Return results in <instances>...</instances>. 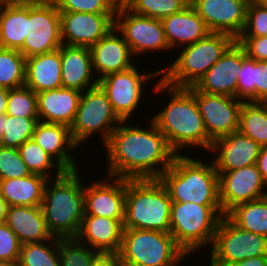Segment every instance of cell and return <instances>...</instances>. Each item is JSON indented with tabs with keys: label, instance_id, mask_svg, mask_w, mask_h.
I'll return each instance as SVG.
<instances>
[{
	"label": "cell",
	"instance_id": "cell-1",
	"mask_svg": "<svg viewBox=\"0 0 267 266\" xmlns=\"http://www.w3.org/2000/svg\"><path fill=\"white\" fill-rule=\"evenodd\" d=\"M150 121L145 129L127 126V120H122L111 133L103 145L108 158L107 175L126 179L160 178L172 165L177 153L153 120Z\"/></svg>",
	"mask_w": 267,
	"mask_h": 266
},
{
	"label": "cell",
	"instance_id": "cell-2",
	"mask_svg": "<svg viewBox=\"0 0 267 266\" xmlns=\"http://www.w3.org/2000/svg\"><path fill=\"white\" fill-rule=\"evenodd\" d=\"M154 86L153 91L156 93L163 91L172 95L170 102L151 118L166 137L169 146L177 154H182L181 150L185 151L186 147L191 149L199 146L210 150L213 142L207 135L198 104L193 96V86L173 87L161 77Z\"/></svg>",
	"mask_w": 267,
	"mask_h": 266
},
{
	"label": "cell",
	"instance_id": "cell-3",
	"mask_svg": "<svg viewBox=\"0 0 267 266\" xmlns=\"http://www.w3.org/2000/svg\"><path fill=\"white\" fill-rule=\"evenodd\" d=\"M78 170L64 171L45 185L40 207L53 237L73 238L79 233L85 207L84 184Z\"/></svg>",
	"mask_w": 267,
	"mask_h": 266
},
{
	"label": "cell",
	"instance_id": "cell-4",
	"mask_svg": "<svg viewBox=\"0 0 267 266\" xmlns=\"http://www.w3.org/2000/svg\"><path fill=\"white\" fill-rule=\"evenodd\" d=\"M209 163L184 154L175 156L172 165L159 178L173 202L221 205L219 176L213 161Z\"/></svg>",
	"mask_w": 267,
	"mask_h": 266
},
{
	"label": "cell",
	"instance_id": "cell-5",
	"mask_svg": "<svg viewBox=\"0 0 267 266\" xmlns=\"http://www.w3.org/2000/svg\"><path fill=\"white\" fill-rule=\"evenodd\" d=\"M171 203L159 178L126 179L124 229L169 232Z\"/></svg>",
	"mask_w": 267,
	"mask_h": 266
},
{
	"label": "cell",
	"instance_id": "cell-6",
	"mask_svg": "<svg viewBox=\"0 0 267 266\" xmlns=\"http://www.w3.org/2000/svg\"><path fill=\"white\" fill-rule=\"evenodd\" d=\"M235 42L229 34L210 32L205 38L184 46L177 59L160 70L161 79L173 87L194 86Z\"/></svg>",
	"mask_w": 267,
	"mask_h": 266
},
{
	"label": "cell",
	"instance_id": "cell-7",
	"mask_svg": "<svg viewBox=\"0 0 267 266\" xmlns=\"http://www.w3.org/2000/svg\"><path fill=\"white\" fill-rule=\"evenodd\" d=\"M123 266H176L187 253L169 232L124 229L119 252Z\"/></svg>",
	"mask_w": 267,
	"mask_h": 266
},
{
	"label": "cell",
	"instance_id": "cell-8",
	"mask_svg": "<svg viewBox=\"0 0 267 266\" xmlns=\"http://www.w3.org/2000/svg\"><path fill=\"white\" fill-rule=\"evenodd\" d=\"M223 216L221 205L172 201L169 233L189 257V254L204 245L212 246Z\"/></svg>",
	"mask_w": 267,
	"mask_h": 266
},
{
	"label": "cell",
	"instance_id": "cell-9",
	"mask_svg": "<svg viewBox=\"0 0 267 266\" xmlns=\"http://www.w3.org/2000/svg\"><path fill=\"white\" fill-rule=\"evenodd\" d=\"M121 122L106 93L97 85L81 93L79 106L69 129L78 147L95 132L100 133L101 140L103 139L102 142L105 144Z\"/></svg>",
	"mask_w": 267,
	"mask_h": 266
},
{
	"label": "cell",
	"instance_id": "cell-10",
	"mask_svg": "<svg viewBox=\"0 0 267 266\" xmlns=\"http://www.w3.org/2000/svg\"><path fill=\"white\" fill-rule=\"evenodd\" d=\"M210 248V266H230L250 257L267 256V237L240 228L224 215Z\"/></svg>",
	"mask_w": 267,
	"mask_h": 266
},
{
	"label": "cell",
	"instance_id": "cell-11",
	"mask_svg": "<svg viewBox=\"0 0 267 266\" xmlns=\"http://www.w3.org/2000/svg\"><path fill=\"white\" fill-rule=\"evenodd\" d=\"M63 45L60 11L54 1L28 3V35L19 49L25 58L53 52Z\"/></svg>",
	"mask_w": 267,
	"mask_h": 266
},
{
	"label": "cell",
	"instance_id": "cell-12",
	"mask_svg": "<svg viewBox=\"0 0 267 266\" xmlns=\"http://www.w3.org/2000/svg\"><path fill=\"white\" fill-rule=\"evenodd\" d=\"M115 28L129 45L132 54L170 50L162 21L133 13L128 8L116 10ZM139 54V55H138Z\"/></svg>",
	"mask_w": 267,
	"mask_h": 266
},
{
	"label": "cell",
	"instance_id": "cell-13",
	"mask_svg": "<svg viewBox=\"0 0 267 266\" xmlns=\"http://www.w3.org/2000/svg\"><path fill=\"white\" fill-rule=\"evenodd\" d=\"M161 76L160 70L154 73L141 74L136 66L132 68L109 74L98 80V85L106 93L114 112L121 120L130 119L132 113L138 108L143 100V85L149 78Z\"/></svg>",
	"mask_w": 267,
	"mask_h": 266
},
{
	"label": "cell",
	"instance_id": "cell-14",
	"mask_svg": "<svg viewBox=\"0 0 267 266\" xmlns=\"http://www.w3.org/2000/svg\"><path fill=\"white\" fill-rule=\"evenodd\" d=\"M193 96L198 104L207 135L212 142L238 131L242 100L225 95L204 93L194 86Z\"/></svg>",
	"mask_w": 267,
	"mask_h": 266
},
{
	"label": "cell",
	"instance_id": "cell-15",
	"mask_svg": "<svg viewBox=\"0 0 267 266\" xmlns=\"http://www.w3.org/2000/svg\"><path fill=\"white\" fill-rule=\"evenodd\" d=\"M217 173L219 200L224 215L237 205L267 196V183L256 163L234 171Z\"/></svg>",
	"mask_w": 267,
	"mask_h": 266
},
{
	"label": "cell",
	"instance_id": "cell-16",
	"mask_svg": "<svg viewBox=\"0 0 267 266\" xmlns=\"http://www.w3.org/2000/svg\"><path fill=\"white\" fill-rule=\"evenodd\" d=\"M115 15L116 13L60 12L63 44L90 48L115 28Z\"/></svg>",
	"mask_w": 267,
	"mask_h": 266
},
{
	"label": "cell",
	"instance_id": "cell-17",
	"mask_svg": "<svg viewBox=\"0 0 267 266\" xmlns=\"http://www.w3.org/2000/svg\"><path fill=\"white\" fill-rule=\"evenodd\" d=\"M248 3L247 0H190L210 32L226 33L235 39L244 29Z\"/></svg>",
	"mask_w": 267,
	"mask_h": 266
},
{
	"label": "cell",
	"instance_id": "cell-18",
	"mask_svg": "<svg viewBox=\"0 0 267 266\" xmlns=\"http://www.w3.org/2000/svg\"><path fill=\"white\" fill-rule=\"evenodd\" d=\"M106 176L107 180L84 185L85 215L124 221L126 178Z\"/></svg>",
	"mask_w": 267,
	"mask_h": 266
},
{
	"label": "cell",
	"instance_id": "cell-19",
	"mask_svg": "<svg viewBox=\"0 0 267 266\" xmlns=\"http://www.w3.org/2000/svg\"><path fill=\"white\" fill-rule=\"evenodd\" d=\"M242 64V47L235 42L197 81L194 87L208 94L236 98L237 79Z\"/></svg>",
	"mask_w": 267,
	"mask_h": 266
},
{
	"label": "cell",
	"instance_id": "cell-20",
	"mask_svg": "<svg viewBox=\"0 0 267 266\" xmlns=\"http://www.w3.org/2000/svg\"><path fill=\"white\" fill-rule=\"evenodd\" d=\"M261 146L239 130L215 140L211 152H216L217 157L213 163L217 172L234 171L255 164Z\"/></svg>",
	"mask_w": 267,
	"mask_h": 266
},
{
	"label": "cell",
	"instance_id": "cell-21",
	"mask_svg": "<svg viewBox=\"0 0 267 266\" xmlns=\"http://www.w3.org/2000/svg\"><path fill=\"white\" fill-rule=\"evenodd\" d=\"M118 35H117V34ZM113 28L106 36L90 47L93 70L97 79L109 74L126 71L133 66L134 56L122 35Z\"/></svg>",
	"mask_w": 267,
	"mask_h": 266
},
{
	"label": "cell",
	"instance_id": "cell-22",
	"mask_svg": "<svg viewBox=\"0 0 267 266\" xmlns=\"http://www.w3.org/2000/svg\"><path fill=\"white\" fill-rule=\"evenodd\" d=\"M123 222L102 216L84 215L76 238L100 254H117L123 236Z\"/></svg>",
	"mask_w": 267,
	"mask_h": 266
},
{
	"label": "cell",
	"instance_id": "cell-23",
	"mask_svg": "<svg viewBox=\"0 0 267 266\" xmlns=\"http://www.w3.org/2000/svg\"><path fill=\"white\" fill-rule=\"evenodd\" d=\"M60 53L63 88L84 92L98 85V79L92 78L94 70L90 48L63 44Z\"/></svg>",
	"mask_w": 267,
	"mask_h": 266
},
{
	"label": "cell",
	"instance_id": "cell-24",
	"mask_svg": "<svg viewBox=\"0 0 267 266\" xmlns=\"http://www.w3.org/2000/svg\"><path fill=\"white\" fill-rule=\"evenodd\" d=\"M32 139L62 167L64 171L77 170L75 160L68 152L77 148L69 127L38 121Z\"/></svg>",
	"mask_w": 267,
	"mask_h": 266
},
{
	"label": "cell",
	"instance_id": "cell-25",
	"mask_svg": "<svg viewBox=\"0 0 267 266\" xmlns=\"http://www.w3.org/2000/svg\"><path fill=\"white\" fill-rule=\"evenodd\" d=\"M81 93L63 87L37 93L39 121L70 127L79 106Z\"/></svg>",
	"mask_w": 267,
	"mask_h": 266
},
{
	"label": "cell",
	"instance_id": "cell-26",
	"mask_svg": "<svg viewBox=\"0 0 267 266\" xmlns=\"http://www.w3.org/2000/svg\"><path fill=\"white\" fill-rule=\"evenodd\" d=\"M161 21L170 49L177 45L181 49L205 38L210 33L204 20L190 4L181 12L172 14Z\"/></svg>",
	"mask_w": 267,
	"mask_h": 266
},
{
	"label": "cell",
	"instance_id": "cell-27",
	"mask_svg": "<svg viewBox=\"0 0 267 266\" xmlns=\"http://www.w3.org/2000/svg\"><path fill=\"white\" fill-rule=\"evenodd\" d=\"M5 223L21 244L43 242L53 238L40 206H9Z\"/></svg>",
	"mask_w": 267,
	"mask_h": 266
},
{
	"label": "cell",
	"instance_id": "cell-28",
	"mask_svg": "<svg viewBox=\"0 0 267 266\" xmlns=\"http://www.w3.org/2000/svg\"><path fill=\"white\" fill-rule=\"evenodd\" d=\"M25 86L35 93L63 87L60 48L26 58Z\"/></svg>",
	"mask_w": 267,
	"mask_h": 266
},
{
	"label": "cell",
	"instance_id": "cell-29",
	"mask_svg": "<svg viewBox=\"0 0 267 266\" xmlns=\"http://www.w3.org/2000/svg\"><path fill=\"white\" fill-rule=\"evenodd\" d=\"M47 181L38 174L0 180V195L9 206H41Z\"/></svg>",
	"mask_w": 267,
	"mask_h": 266
},
{
	"label": "cell",
	"instance_id": "cell-30",
	"mask_svg": "<svg viewBox=\"0 0 267 266\" xmlns=\"http://www.w3.org/2000/svg\"><path fill=\"white\" fill-rule=\"evenodd\" d=\"M28 35V3L4 2L0 8V47L19 50Z\"/></svg>",
	"mask_w": 267,
	"mask_h": 266
},
{
	"label": "cell",
	"instance_id": "cell-31",
	"mask_svg": "<svg viewBox=\"0 0 267 266\" xmlns=\"http://www.w3.org/2000/svg\"><path fill=\"white\" fill-rule=\"evenodd\" d=\"M238 130L260 146L267 145V101H243Z\"/></svg>",
	"mask_w": 267,
	"mask_h": 266
},
{
	"label": "cell",
	"instance_id": "cell-32",
	"mask_svg": "<svg viewBox=\"0 0 267 266\" xmlns=\"http://www.w3.org/2000/svg\"><path fill=\"white\" fill-rule=\"evenodd\" d=\"M226 216L240 228L267 237V196L237 205Z\"/></svg>",
	"mask_w": 267,
	"mask_h": 266
},
{
	"label": "cell",
	"instance_id": "cell-33",
	"mask_svg": "<svg viewBox=\"0 0 267 266\" xmlns=\"http://www.w3.org/2000/svg\"><path fill=\"white\" fill-rule=\"evenodd\" d=\"M18 265L60 266L58 238L53 237L52 239L43 242L22 244L19 253Z\"/></svg>",
	"mask_w": 267,
	"mask_h": 266
},
{
	"label": "cell",
	"instance_id": "cell-34",
	"mask_svg": "<svg viewBox=\"0 0 267 266\" xmlns=\"http://www.w3.org/2000/svg\"><path fill=\"white\" fill-rule=\"evenodd\" d=\"M26 58L19 50L0 47V87L6 89L25 85Z\"/></svg>",
	"mask_w": 267,
	"mask_h": 266
},
{
	"label": "cell",
	"instance_id": "cell-35",
	"mask_svg": "<svg viewBox=\"0 0 267 266\" xmlns=\"http://www.w3.org/2000/svg\"><path fill=\"white\" fill-rule=\"evenodd\" d=\"M21 159L27 165L31 174H38L50 179V170L54 169L55 177L60 176L64 170L51 158L33 139L25 141L18 147ZM56 164V165H55ZM55 166V167H54Z\"/></svg>",
	"mask_w": 267,
	"mask_h": 266
},
{
	"label": "cell",
	"instance_id": "cell-36",
	"mask_svg": "<svg viewBox=\"0 0 267 266\" xmlns=\"http://www.w3.org/2000/svg\"><path fill=\"white\" fill-rule=\"evenodd\" d=\"M60 266H91L100 253L76 237L58 238Z\"/></svg>",
	"mask_w": 267,
	"mask_h": 266
},
{
	"label": "cell",
	"instance_id": "cell-37",
	"mask_svg": "<svg viewBox=\"0 0 267 266\" xmlns=\"http://www.w3.org/2000/svg\"><path fill=\"white\" fill-rule=\"evenodd\" d=\"M38 121L39 118H21L7 115V120H4V135L1 138L0 145L18 148L25 141L32 139Z\"/></svg>",
	"mask_w": 267,
	"mask_h": 266
},
{
	"label": "cell",
	"instance_id": "cell-38",
	"mask_svg": "<svg viewBox=\"0 0 267 266\" xmlns=\"http://www.w3.org/2000/svg\"><path fill=\"white\" fill-rule=\"evenodd\" d=\"M190 0H134L128 7L133 13L163 20L181 12Z\"/></svg>",
	"mask_w": 267,
	"mask_h": 266
},
{
	"label": "cell",
	"instance_id": "cell-39",
	"mask_svg": "<svg viewBox=\"0 0 267 266\" xmlns=\"http://www.w3.org/2000/svg\"><path fill=\"white\" fill-rule=\"evenodd\" d=\"M6 114L21 118H39L37 93L25 85L9 89Z\"/></svg>",
	"mask_w": 267,
	"mask_h": 266
},
{
	"label": "cell",
	"instance_id": "cell-40",
	"mask_svg": "<svg viewBox=\"0 0 267 266\" xmlns=\"http://www.w3.org/2000/svg\"><path fill=\"white\" fill-rule=\"evenodd\" d=\"M256 84H258V61L247 57L242 48V64L237 79L236 99L256 101Z\"/></svg>",
	"mask_w": 267,
	"mask_h": 266
},
{
	"label": "cell",
	"instance_id": "cell-41",
	"mask_svg": "<svg viewBox=\"0 0 267 266\" xmlns=\"http://www.w3.org/2000/svg\"><path fill=\"white\" fill-rule=\"evenodd\" d=\"M31 172L21 159L18 148L0 145V180L22 178Z\"/></svg>",
	"mask_w": 267,
	"mask_h": 266
},
{
	"label": "cell",
	"instance_id": "cell-42",
	"mask_svg": "<svg viewBox=\"0 0 267 266\" xmlns=\"http://www.w3.org/2000/svg\"><path fill=\"white\" fill-rule=\"evenodd\" d=\"M267 36V7L256 1L248 3L245 26L239 37Z\"/></svg>",
	"mask_w": 267,
	"mask_h": 266
},
{
	"label": "cell",
	"instance_id": "cell-43",
	"mask_svg": "<svg viewBox=\"0 0 267 266\" xmlns=\"http://www.w3.org/2000/svg\"><path fill=\"white\" fill-rule=\"evenodd\" d=\"M60 12L116 13L112 0H53Z\"/></svg>",
	"mask_w": 267,
	"mask_h": 266
},
{
	"label": "cell",
	"instance_id": "cell-44",
	"mask_svg": "<svg viewBox=\"0 0 267 266\" xmlns=\"http://www.w3.org/2000/svg\"><path fill=\"white\" fill-rule=\"evenodd\" d=\"M21 243L16 234L4 222L0 224V261H18Z\"/></svg>",
	"mask_w": 267,
	"mask_h": 266
},
{
	"label": "cell",
	"instance_id": "cell-45",
	"mask_svg": "<svg viewBox=\"0 0 267 266\" xmlns=\"http://www.w3.org/2000/svg\"><path fill=\"white\" fill-rule=\"evenodd\" d=\"M236 42L244 49L246 56L256 61H267V36L238 37Z\"/></svg>",
	"mask_w": 267,
	"mask_h": 266
},
{
	"label": "cell",
	"instance_id": "cell-46",
	"mask_svg": "<svg viewBox=\"0 0 267 266\" xmlns=\"http://www.w3.org/2000/svg\"><path fill=\"white\" fill-rule=\"evenodd\" d=\"M256 101H267V61H258Z\"/></svg>",
	"mask_w": 267,
	"mask_h": 266
},
{
	"label": "cell",
	"instance_id": "cell-47",
	"mask_svg": "<svg viewBox=\"0 0 267 266\" xmlns=\"http://www.w3.org/2000/svg\"><path fill=\"white\" fill-rule=\"evenodd\" d=\"M91 266H123L115 254H100Z\"/></svg>",
	"mask_w": 267,
	"mask_h": 266
},
{
	"label": "cell",
	"instance_id": "cell-48",
	"mask_svg": "<svg viewBox=\"0 0 267 266\" xmlns=\"http://www.w3.org/2000/svg\"><path fill=\"white\" fill-rule=\"evenodd\" d=\"M256 165L262 178L267 183V145L261 146Z\"/></svg>",
	"mask_w": 267,
	"mask_h": 266
},
{
	"label": "cell",
	"instance_id": "cell-49",
	"mask_svg": "<svg viewBox=\"0 0 267 266\" xmlns=\"http://www.w3.org/2000/svg\"><path fill=\"white\" fill-rule=\"evenodd\" d=\"M230 266H267V256L250 257Z\"/></svg>",
	"mask_w": 267,
	"mask_h": 266
},
{
	"label": "cell",
	"instance_id": "cell-50",
	"mask_svg": "<svg viewBox=\"0 0 267 266\" xmlns=\"http://www.w3.org/2000/svg\"><path fill=\"white\" fill-rule=\"evenodd\" d=\"M8 96L9 89L0 87V115L6 113Z\"/></svg>",
	"mask_w": 267,
	"mask_h": 266
},
{
	"label": "cell",
	"instance_id": "cell-51",
	"mask_svg": "<svg viewBox=\"0 0 267 266\" xmlns=\"http://www.w3.org/2000/svg\"><path fill=\"white\" fill-rule=\"evenodd\" d=\"M8 207L6 200L0 195V224L6 221Z\"/></svg>",
	"mask_w": 267,
	"mask_h": 266
},
{
	"label": "cell",
	"instance_id": "cell-52",
	"mask_svg": "<svg viewBox=\"0 0 267 266\" xmlns=\"http://www.w3.org/2000/svg\"><path fill=\"white\" fill-rule=\"evenodd\" d=\"M134 0H112L116 9L128 8Z\"/></svg>",
	"mask_w": 267,
	"mask_h": 266
},
{
	"label": "cell",
	"instance_id": "cell-53",
	"mask_svg": "<svg viewBox=\"0 0 267 266\" xmlns=\"http://www.w3.org/2000/svg\"><path fill=\"white\" fill-rule=\"evenodd\" d=\"M8 3H46L53 0H4Z\"/></svg>",
	"mask_w": 267,
	"mask_h": 266
},
{
	"label": "cell",
	"instance_id": "cell-54",
	"mask_svg": "<svg viewBox=\"0 0 267 266\" xmlns=\"http://www.w3.org/2000/svg\"><path fill=\"white\" fill-rule=\"evenodd\" d=\"M4 120H7V114L0 115V141L2 136L4 135Z\"/></svg>",
	"mask_w": 267,
	"mask_h": 266
},
{
	"label": "cell",
	"instance_id": "cell-55",
	"mask_svg": "<svg viewBox=\"0 0 267 266\" xmlns=\"http://www.w3.org/2000/svg\"><path fill=\"white\" fill-rule=\"evenodd\" d=\"M0 266H19L18 261H0Z\"/></svg>",
	"mask_w": 267,
	"mask_h": 266
},
{
	"label": "cell",
	"instance_id": "cell-56",
	"mask_svg": "<svg viewBox=\"0 0 267 266\" xmlns=\"http://www.w3.org/2000/svg\"><path fill=\"white\" fill-rule=\"evenodd\" d=\"M261 6L267 7V0H256Z\"/></svg>",
	"mask_w": 267,
	"mask_h": 266
},
{
	"label": "cell",
	"instance_id": "cell-57",
	"mask_svg": "<svg viewBox=\"0 0 267 266\" xmlns=\"http://www.w3.org/2000/svg\"><path fill=\"white\" fill-rule=\"evenodd\" d=\"M5 1L4 0H0V8L2 6V4L4 3Z\"/></svg>",
	"mask_w": 267,
	"mask_h": 266
}]
</instances>
